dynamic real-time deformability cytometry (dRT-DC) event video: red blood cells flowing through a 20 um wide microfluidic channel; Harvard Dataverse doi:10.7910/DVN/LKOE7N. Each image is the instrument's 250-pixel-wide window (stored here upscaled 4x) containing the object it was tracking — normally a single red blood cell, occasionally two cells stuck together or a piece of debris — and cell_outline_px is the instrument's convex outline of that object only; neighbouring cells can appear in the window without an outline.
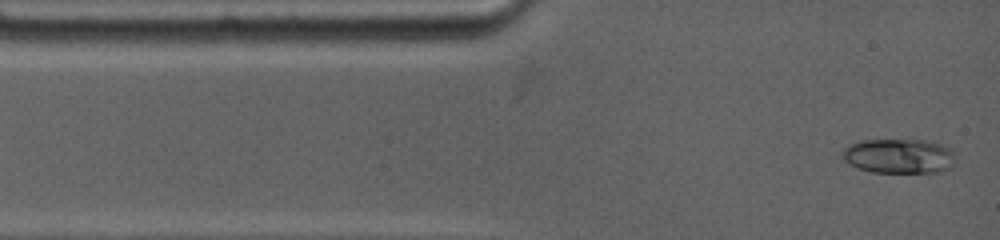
{"species": "common noctule bat (a hibernating species)", "species_latin": "Nyctalus noctula", "temperature_condition": "warm", "stored_images_in_passage": 3, "camera_frame_rate_fps": 4500, "um_per_image_px": 0.085, "animal": {"sex": "female", "body_mass_g": 19.0, "forearm_length_mm": 53.3}, "frame": {"image": 1, "passage_image": 1, "time_ms": 0.0, "image_size_px": [1000, 240], "cell_outline_px": [[952, 164], [948, 168], [940, 172], [872, 172], [848, 164], [844, 160], [844, 148], [848, 144], [860, 140], [924, 140], [940, 144], [948, 148], [952, 152]], "centroid_in_image_um": [76.36, 13.26], "position_along_channel_um": 8.6, "area_um2": 22.48}}
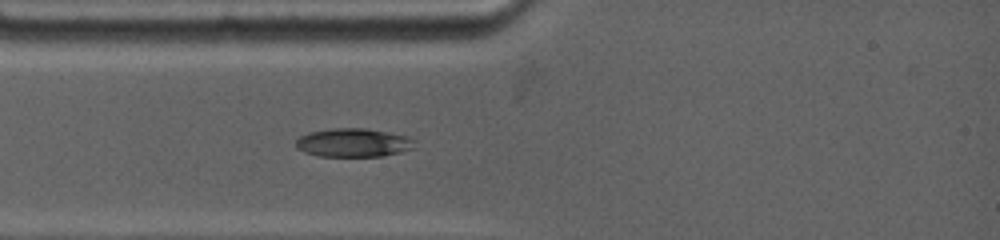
{"frame": {"image": 2, "passage_image": 3, "time_ms": 2.222, "image_size_px": [1000, 240], "cell_outline_px": [[416, 140], [412, 148], [400, 152], [380, 156], [320, 156], [304, 152], [296, 148], [296, 140], [300, 136], [308, 132], [332, 128], [364, 128], [408, 136]], "centroid_in_image_um": [30.01, 12.12], "position_along_channel_um": 55.0, "area_um2": 19.71}}